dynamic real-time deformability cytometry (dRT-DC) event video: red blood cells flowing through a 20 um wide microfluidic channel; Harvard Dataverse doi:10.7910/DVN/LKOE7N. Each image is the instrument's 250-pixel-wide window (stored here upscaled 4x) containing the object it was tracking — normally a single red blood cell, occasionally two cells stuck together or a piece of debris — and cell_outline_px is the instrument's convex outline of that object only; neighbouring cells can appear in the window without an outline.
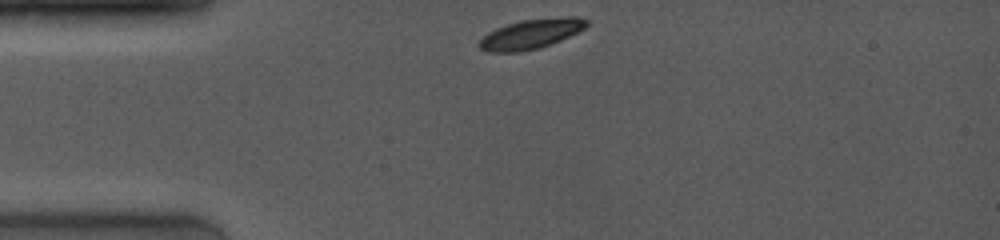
{"species": "common noctule bat (a hibernating species)", "species_latin": "Nyctalus noctula", "temperature_condition": "room temperature", "stored_images_in_passage": 39, "camera_frame_rate_fps": 4000, "um_per_image_px": 0.085, "animal": {"sex": "female", "body_mass_g": 19.0, "forearm_length_mm": 53.3}, "frame": {"image": 1, "passage_image": 1, "time_ms": 0.0, "image_size_px": [1000, 240], "cell_outline_px": [[588, 24], [584, 28], [552, 44], [540, 48], [520, 52], [488, 52], [480, 48], [476, 44], [488, 32], [496, 28], [508, 24], [524, 20], [560, 16], [576, 16], [588, 20]], "centroid_in_image_um": [45.13, 2.89], "position_along_channel_um": 39.9, "area_um2": 18.61}}
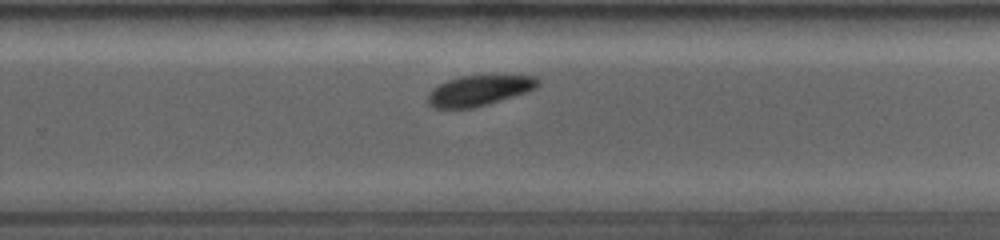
{"frame": {"image": 2, "passage_image": 25, "time_ms": 7.0, "image_size_px": [1000, 240], "cell_outline_px": [[540, 84], [536, 88], [488, 104], [472, 108], [436, 108], [428, 104], [428, 96], [432, 88], [448, 80], [460, 76], [536, 76], [540, 80]], "centroid_in_image_um": [40.71, 7.69], "position_along_channel_um": 289.1, "area_um2": 19.13}}
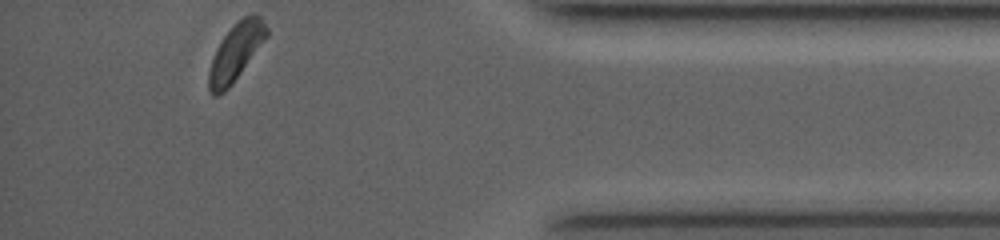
{"frame": {"image": 3, "passage_image": 39, "time_ms": 10.75, "image_size_px": [1000, 240], "cell_outline_px": [[268, 36], [232, 84], [224, 92], [216, 96], [212, 96], [208, 92], [208, 72], [216, 48], [224, 36], [244, 16], [260, 16], [268, 28]], "centroid_in_image_um": [20.02, 4.49], "position_along_channel_um": 415.2, "area_um2": 18.84}, "authors_computed_cell_mechanics": {"area_um2": 20.2878, "velocity_mm_per_s": 3.9641, "shape_relaxation_time_tau1_ms": 1.7785, "shape_relaxation_time_tau2_ms": null, "deformation_change_tau1": 0.1026, "deformation_change_tau2": null}}